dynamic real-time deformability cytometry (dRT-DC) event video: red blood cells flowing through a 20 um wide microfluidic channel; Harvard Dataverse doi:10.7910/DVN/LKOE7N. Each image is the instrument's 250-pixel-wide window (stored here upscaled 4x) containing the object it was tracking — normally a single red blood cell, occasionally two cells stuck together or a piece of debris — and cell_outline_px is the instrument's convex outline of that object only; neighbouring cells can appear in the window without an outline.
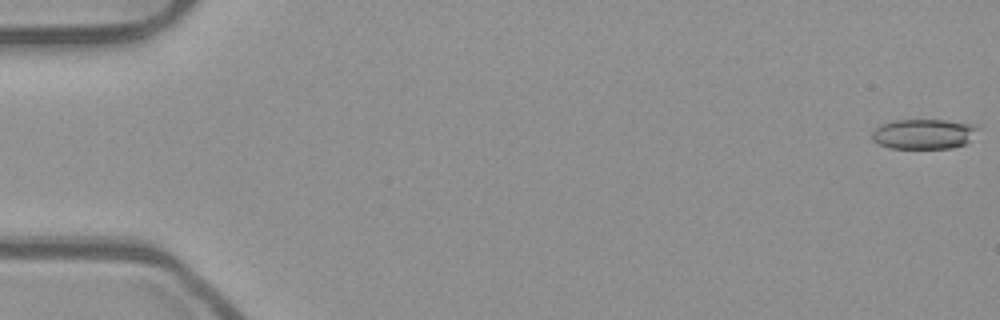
{"species": "common noctule bat (a hibernating species)", "species_latin": "Nyctalus noctula", "temperature_condition": "room temperature", "stored_images_in_passage": 54, "camera_frame_rate_fps": 3000, "um_per_image_px": 0.085, "animal": {"sex": "male", "body_mass_g": 23.1, "forearm_length_mm": 52.7}, "frame": {"image": 1, "passage_image": 1, "time_ms": 0.0, "image_size_px": [1000, 320], "cell_outline_px": [[984, 128], [968, 144], [952, 148], [888, 148], [872, 140], [872, 132], [880, 124], [892, 120], [944, 120], [976, 124]], "centroid_in_image_um": [78.63, 11.38], "position_along_channel_um": 6.4, "area_um2": 19.13}}
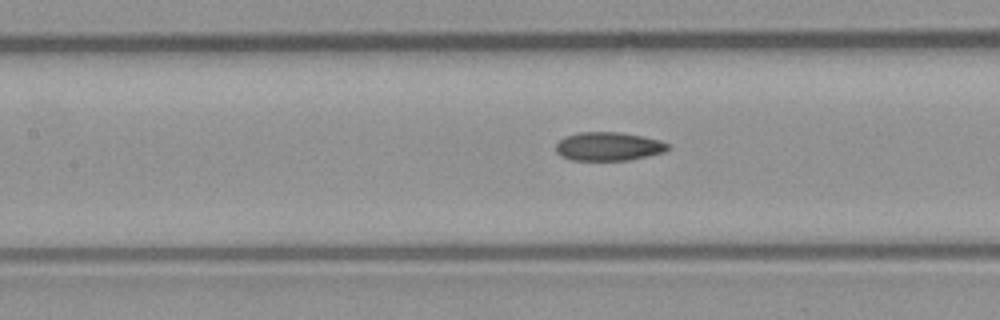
{"frame": {"image": 2, "passage_image": 25, "time_ms": 8.0, "image_size_px": [1000, 320], "cell_outline_px": [[668, 148], [664, 152], [648, 156], [628, 160], [572, 160], [560, 156], [556, 152], [556, 144], [564, 136], [580, 132], [620, 132], [660, 140], [668, 144]], "centroid_in_image_um": [51.68, 12.45], "position_along_channel_um": 155.7, "area_um2": 18.61}}
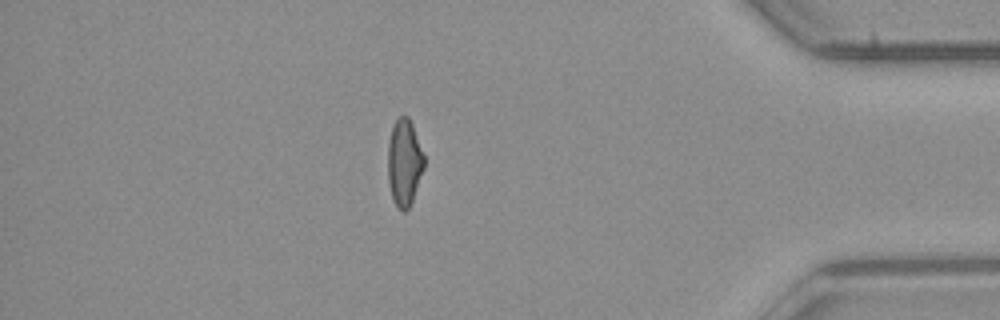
{"frame": {"image": 3, "passage_image": 47, "time_ms": 15.333, "image_size_px": [1000, 320], "cell_outline_px": [[424, 168], [412, 200], [408, 208], [404, 212], [396, 204], [392, 196], [388, 180], [388, 140], [392, 124], [400, 116], [408, 116], [412, 124], [424, 156]], "centroid_in_image_um": [34.35, 13.77], "position_along_channel_um": 400.8, "area_um2": 18.09}, "authors_computed_cell_mechanics": {"area_um2": 18.9584, "velocity_mm_per_s": 3.8899, "shape_relaxation_time_tau1_ms": null, "shape_relaxation_time_tau2_ms": 3.8041, "deformation_change_tau1": null, "deformation_change_tau2": 0.1109}}